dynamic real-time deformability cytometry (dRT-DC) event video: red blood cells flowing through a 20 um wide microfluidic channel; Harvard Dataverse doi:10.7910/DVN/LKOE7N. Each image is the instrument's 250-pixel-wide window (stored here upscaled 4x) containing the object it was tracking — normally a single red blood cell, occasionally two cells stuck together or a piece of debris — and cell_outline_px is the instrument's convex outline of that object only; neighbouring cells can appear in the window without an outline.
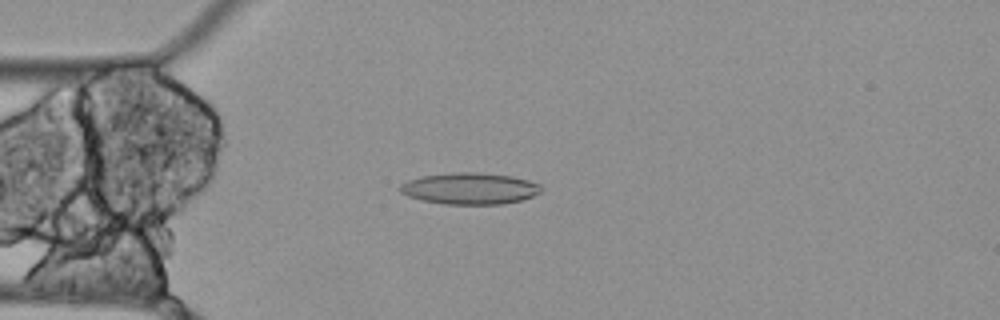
{"species": "Egyptian fruit bat (a non-hibernating species)", "species_latin": "Rousettus aegyptiacus", "temperature_condition": "cold", "stored_images_in_passage": 38, "camera_frame_rate_fps": 3000, "um_per_image_px": 0.085, "animal": {"sex": "female"}, "frame": {"image": 1, "passage_image": 8, "time_ms": 2.333, "image_size_px": [1000, 320], "cell_outline_px": [[544, 188], [540, 192], [532, 196], [520, 200], [504, 204], [444, 204], [424, 200], [408, 196], [400, 192], [400, 184], [408, 180], [424, 176], [452, 172], [480, 172], [512, 176], [528, 180], [540, 184]], "centroid_in_image_um": [39.96, 16.01], "position_along_channel_um": 45.0, "area_um2": 25.89}}
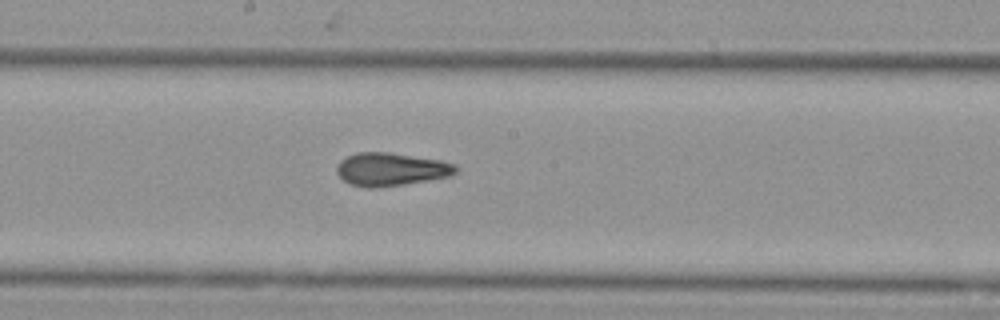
{"frame": {"image": 2, "passage_image": 23, "time_ms": 7.333, "image_size_px": [1000, 320], "cell_outline_px": [[456, 172], [448, 176], [428, 180], [404, 184], [376, 188], [368, 188], [348, 184], [336, 172], [336, 164], [340, 160], [356, 152], [388, 152], [440, 160], [456, 164]], "centroid_in_image_um": [33.18, 14.39], "position_along_channel_um": 215.0, "area_um2": 22.95}}
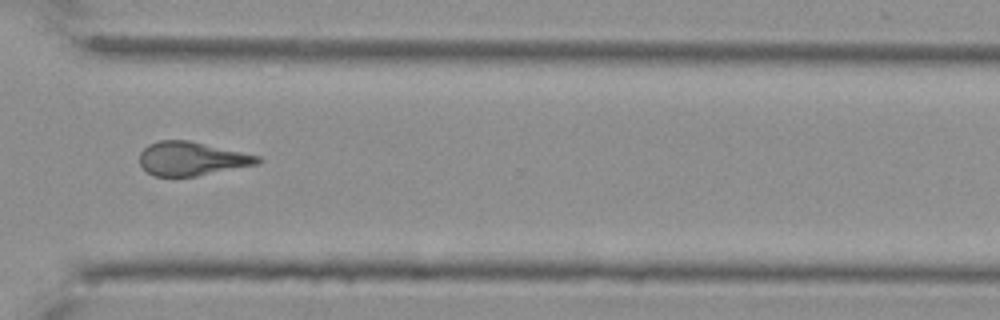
{"frame": {"image": 3, "passage_image": 35, "time_ms": 11.333, "image_size_px": [1000, 320], "cell_outline_px": [[264, 160], [260, 164], [196, 176], [152, 176], [140, 164], [140, 152], [148, 144], [160, 140], [188, 140], [260, 156]], "centroid_in_image_um": [16.32, 13.49], "position_along_channel_um": 354.3, "area_um2": 23.24}, "authors_computed_cell_mechanics": {"area_um2": 23.0622, "velocity_mm_per_s": 3.4746, "shape_relaxation_time_tau1_ms": null, "shape_relaxation_time_tau2_ms": 3.6011, "deformation_change_tau1": null, "deformation_change_tau2": 0.1187}}